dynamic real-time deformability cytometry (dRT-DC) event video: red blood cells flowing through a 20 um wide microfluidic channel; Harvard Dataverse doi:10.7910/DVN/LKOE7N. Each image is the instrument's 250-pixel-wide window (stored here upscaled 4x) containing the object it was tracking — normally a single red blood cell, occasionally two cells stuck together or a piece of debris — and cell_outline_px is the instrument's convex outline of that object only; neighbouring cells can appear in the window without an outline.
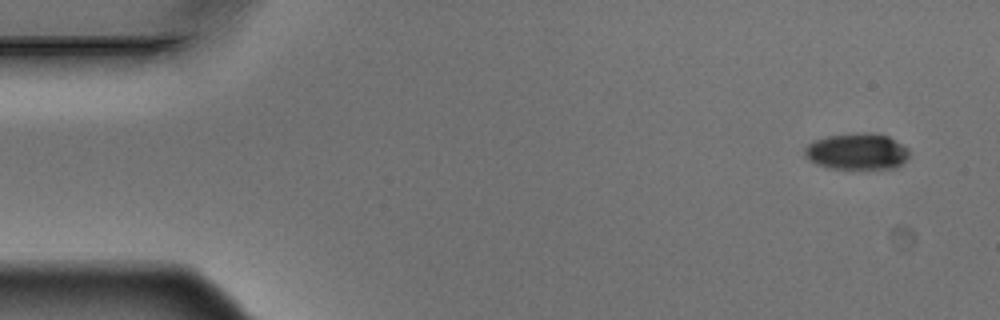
{"species": "Egyptian fruit bat (a non-hibernating species)", "species_latin": "Rousettus aegyptiacus", "temperature_condition": "warm", "stored_images_in_passage": 4, "camera_frame_rate_fps": 3000, "um_per_image_px": 0.085, "animal": {"sex": "male"}, "frame": {"image": 1, "passage_image": 1, "time_ms": 0.0, "image_size_px": [1000, 320], "cell_outline_px": [[908, 156], [900, 164], [892, 168], [828, 168], [816, 164], [808, 160], [804, 156], [804, 148], [808, 144], [816, 140], [828, 136], [868, 132], [872, 132], [888, 136], [908, 148]], "centroid_in_image_um": [72.8, 12.87], "position_along_channel_um": 12.2, "area_um2": 21.91}}
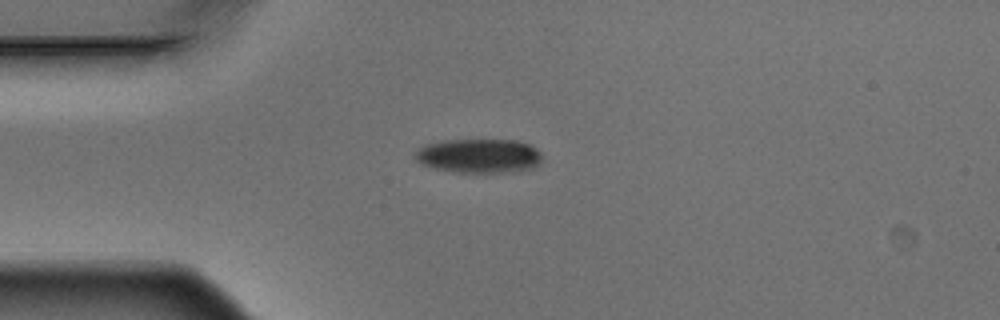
{"frame": {"image": 2, "passage_image": 4, "time_ms": 1.0, "image_size_px": [1000, 320], "cell_outline_px": [[540, 164], [536, 168], [504, 172], [456, 172], [432, 168], [420, 164], [412, 156], [424, 144], [444, 140], [516, 140], [528, 144], [536, 148], [540, 152]], "centroid_in_image_um": [40.68, 13.25], "position_along_channel_um": 44.3, "area_um2": 25.43}}